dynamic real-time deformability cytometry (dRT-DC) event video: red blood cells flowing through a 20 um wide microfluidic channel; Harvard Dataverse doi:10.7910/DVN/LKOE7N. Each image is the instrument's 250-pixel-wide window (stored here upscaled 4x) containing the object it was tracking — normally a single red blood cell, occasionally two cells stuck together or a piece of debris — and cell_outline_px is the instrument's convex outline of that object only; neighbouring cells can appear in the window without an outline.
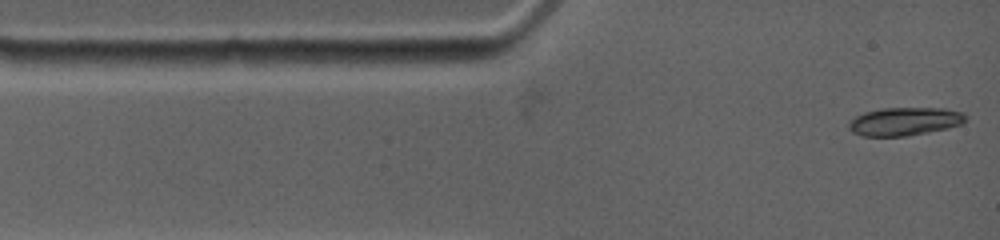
{"species": "common noctule bat (a hibernating species)", "species_latin": "Nyctalus noctula", "temperature_condition": "warm", "stored_images_in_passage": 5, "camera_frame_rate_fps": 4500, "um_per_image_px": 0.085, "animal": {"sex": "female", "body_mass_g": 19.0, "forearm_length_mm": 53.3}, "frame": {"image": 1, "passage_image": 1, "time_ms": 0.0, "image_size_px": [1000, 240], "cell_outline_px": [[968, 120], [960, 124], [948, 128], [908, 136], [860, 136], [852, 132], [848, 128], [848, 124], [856, 116], [864, 112], [884, 108], [944, 108], [964, 112]], "centroid_in_image_um": [76.91, 10.32], "position_along_channel_um": 8.1, "area_um2": 19.31}}
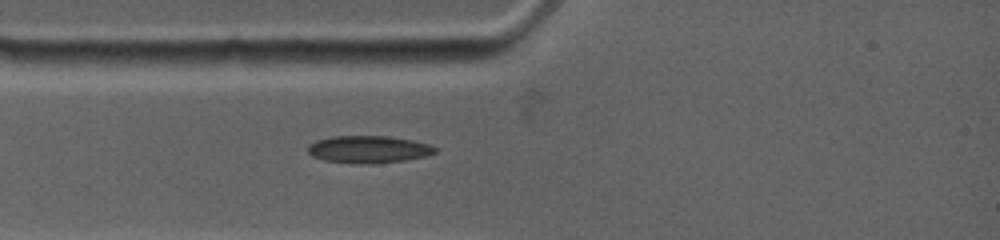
{"frame": {"image": 2, "passage_image": 5, "time_ms": 2.222, "image_size_px": [1000, 240], "cell_outline_px": [[436, 152], [424, 156], [404, 160], [368, 164], [352, 164], [324, 160], [312, 156], [308, 152], [308, 144], [316, 140], [332, 136], [384, 136], [412, 140], [428, 144], [436, 148]], "centroid_in_image_um": [31.26, 12.7], "position_along_channel_um": 53.7, "area_um2": 20.17}}